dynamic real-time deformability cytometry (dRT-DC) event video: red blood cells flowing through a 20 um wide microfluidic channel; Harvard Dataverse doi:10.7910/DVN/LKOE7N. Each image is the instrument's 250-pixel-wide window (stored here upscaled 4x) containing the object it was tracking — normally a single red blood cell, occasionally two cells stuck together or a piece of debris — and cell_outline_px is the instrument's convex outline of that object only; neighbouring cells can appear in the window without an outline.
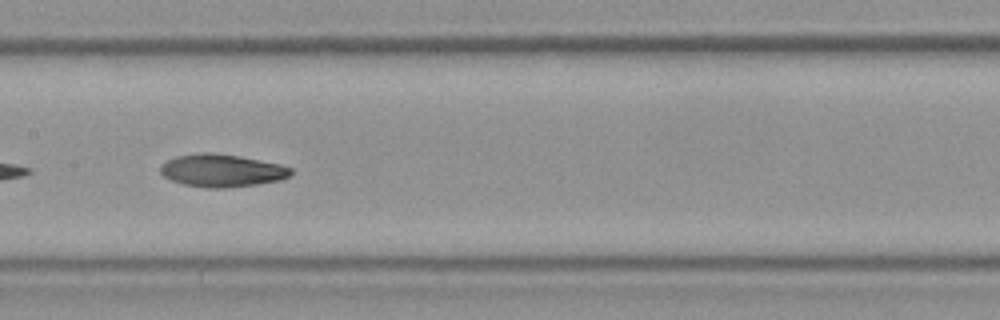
{"species": "Egyptian fruit bat (a non-hibernating species)", "species_latin": "Rousettus aegyptiacus", "temperature_condition": "room temperature", "stored_images_in_passage": 21, "camera_frame_rate_fps": 3000, "um_per_image_px": 0.085, "frame": {"image": 1, "passage_image": 18, "time_ms": 5.667, "image_size_px": [1000, 320], "cell_outline_px": [[292, 172], [288, 176], [280, 180], [256, 184], [224, 188], [208, 188], [184, 184], [172, 180], [164, 176], [160, 172], [160, 164], [176, 156], [204, 152], [212, 152], [240, 156], [280, 164], [292, 168]], "centroid_in_image_um": [18.84, 14.49], "position_along_channel_um": 188.6, "area_um2": 24.74}}